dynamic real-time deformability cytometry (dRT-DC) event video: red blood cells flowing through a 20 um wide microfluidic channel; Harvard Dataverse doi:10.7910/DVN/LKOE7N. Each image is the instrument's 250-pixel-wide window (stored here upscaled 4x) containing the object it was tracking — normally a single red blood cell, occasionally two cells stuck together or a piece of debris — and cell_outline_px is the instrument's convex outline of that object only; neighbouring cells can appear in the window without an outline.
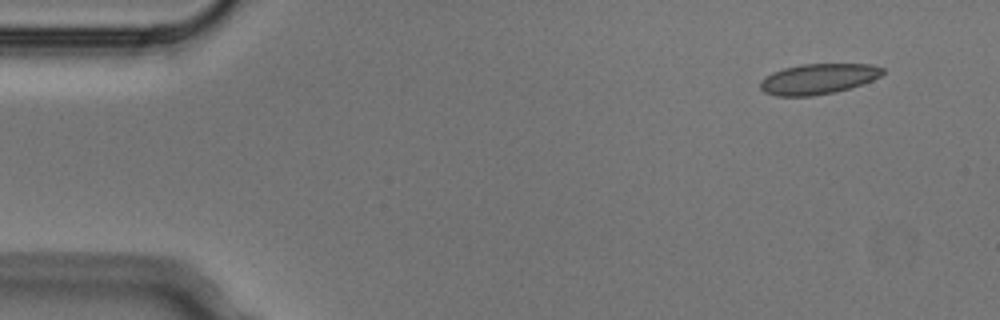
{"species": "Egyptian fruit bat (a non-hibernating species)", "species_latin": "Rousettus aegyptiacus", "temperature_condition": "cold", "stored_images_in_passage": 4, "camera_frame_rate_fps": 3000, "um_per_image_px": 0.085, "animal": {"sex": "male"}, "frame": {"image": 1, "passage_image": 1, "time_ms": 0.0, "image_size_px": [1000, 320], "cell_outline_px": [[884, 72], [880, 76], [872, 80], [836, 92], [812, 96], [776, 96], [764, 92], [760, 88], [760, 84], [772, 72], [784, 68], [800, 64], [872, 64], [884, 68]], "centroid_in_image_um": [69.56, 6.7], "position_along_channel_um": 15.4, "area_um2": 21.56}}
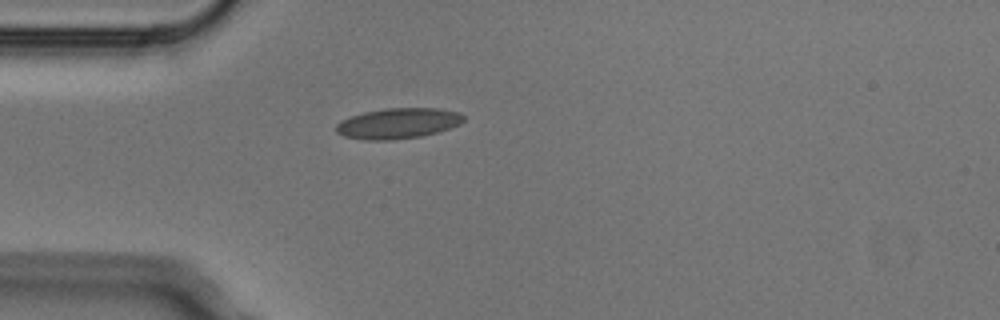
{"frame": {"image": 2, "passage_image": 4, "time_ms": 1.0, "image_size_px": [1000, 320], "cell_outline_px": [[464, 120], [460, 124], [436, 132], [420, 136], [392, 140], [364, 140], [344, 136], [336, 132], [336, 124], [352, 116], [364, 112], [388, 108], [440, 108], [460, 112], [464, 116]], "centroid_in_image_um": [33.85, 10.48], "position_along_channel_um": 51.1, "area_um2": 22.54}}